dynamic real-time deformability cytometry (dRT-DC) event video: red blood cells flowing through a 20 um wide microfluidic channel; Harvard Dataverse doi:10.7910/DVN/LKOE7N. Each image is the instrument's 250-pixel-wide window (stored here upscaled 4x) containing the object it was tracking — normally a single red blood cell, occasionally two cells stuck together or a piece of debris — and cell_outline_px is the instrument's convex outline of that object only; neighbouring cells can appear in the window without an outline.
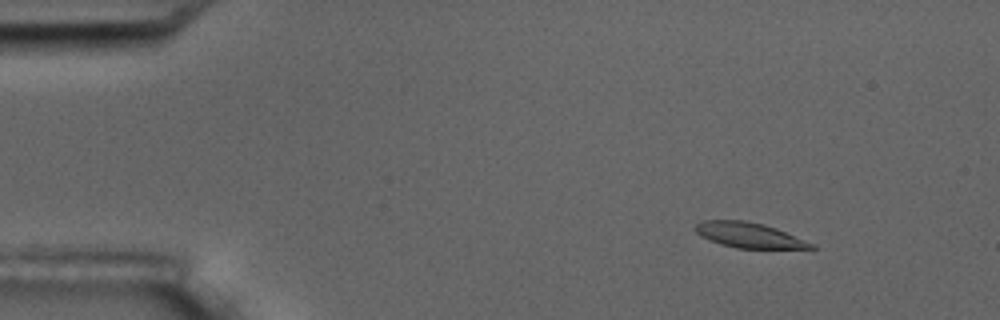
{"species": "common noctule bat (a hibernating species)", "species_latin": "Nyctalus noctula", "temperature_condition": "room temperature", "stored_images_in_passage": 5, "camera_frame_rate_fps": 3000, "um_per_image_px": 0.085, "animal": {"sex": "male", "body_mass_g": 17.5, "forearm_length_mm": 52.3}, "frame": {"image": 1, "passage_image": 1, "time_ms": 0.0, "image_size_px": [1000, 320], "cell_outline_px": [[816, 248], [736, 248], [720, 244], [700, 236], [692, 228], [696, 224], [704, 220], [744, 220], [764, 224], [776, 228], [816, 244]], "centroid_in_image_um": [63.65, 19.98], "position_along_channel_um": 21.4, "area_um2": 17.05}}
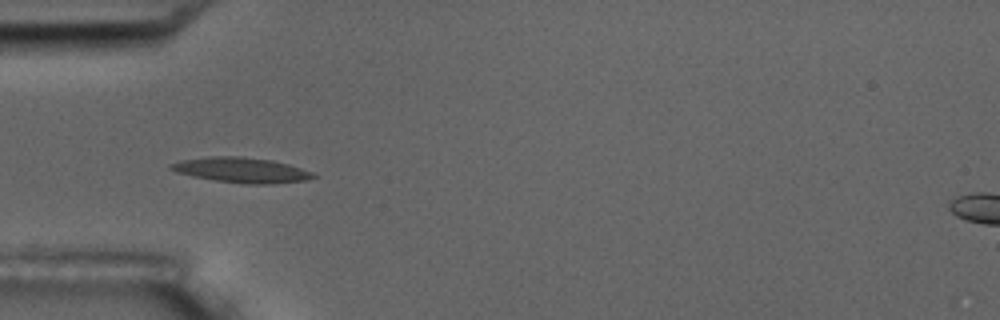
{"frame": {"image": 2, "passage_image": 4, "time_ms": 3.667, "image_size_px": [1000, 320], "cell_outline_px": [[316, 176], [304, 180], [272, 184], [244, 184], [216, 180], [176, 172], [168, 168], [168, 164], [180, 160], [208, 156], [240, 156], [272, 160], [288, 164], [312, 172]], "centroid_in_image_um": [20.48, 14.44], "position_along_channel_um": 64.5, "area_um2": 20.75}}